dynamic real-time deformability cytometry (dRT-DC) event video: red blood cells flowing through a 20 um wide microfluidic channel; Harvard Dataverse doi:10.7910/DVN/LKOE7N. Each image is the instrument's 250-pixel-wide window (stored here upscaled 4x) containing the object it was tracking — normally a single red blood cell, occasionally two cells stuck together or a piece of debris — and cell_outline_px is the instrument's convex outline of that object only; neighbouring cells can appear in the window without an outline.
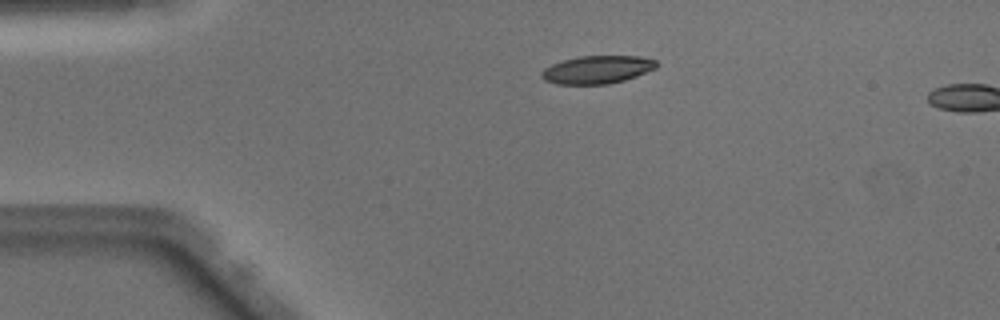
{"species": "Egyptian fruit bat (a non-hibernating species)", "species_latin": "Rousettus aegyptiacus", "temperature_condition": "warm", "stored_images_in_passage": 3, "camera_frame_rate_fps": 3000, "um_per_image_px": 0.085, "animal": {"sex": "male"}, "frame": {"image": 1, "passage_image": 1, "time_ms": 0.0, "image_size_px": [1000, 320], "cell_outline_px": [[656, 68], [636, 76], [624, 80], [608, 84], [556, 84], [544, 80], [540, 76], [540, 72], [544, 68], [552, 64], [564, 60], [580, 56], [640, 56], [656, 60]], "centroid_in_image_um": [50.73, 5.92], "position_along_channel_um": 34.3, "area_um2": 18.67}}